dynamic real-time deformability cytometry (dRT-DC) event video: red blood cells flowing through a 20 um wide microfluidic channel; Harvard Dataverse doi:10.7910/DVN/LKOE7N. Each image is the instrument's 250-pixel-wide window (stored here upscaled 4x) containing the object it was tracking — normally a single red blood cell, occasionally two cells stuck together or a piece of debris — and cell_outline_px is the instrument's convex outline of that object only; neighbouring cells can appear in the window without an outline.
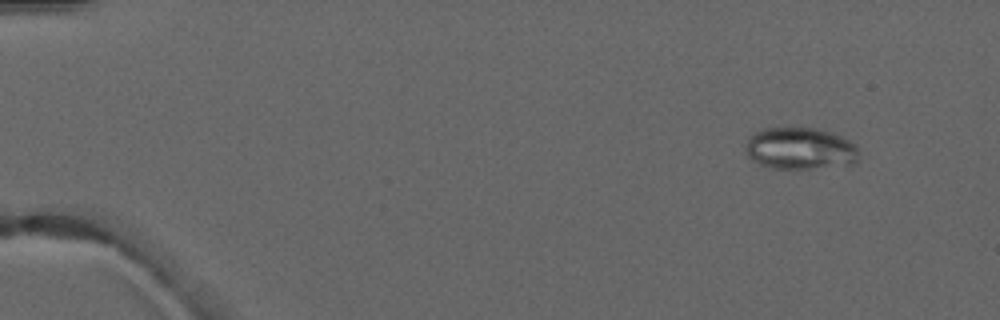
{"species": "common noctule bat (a hibernating species)", "species_latin": "Nyctalus noctula", "temperature_condition": "warm", "stored_images_in_passage": 4, "camera_frame_rate_fps": 3000, "um_per_image_px": 0.085, "animal": {"sex": "male", "forearm_length_mm": 52.5}, "frame": {"image": 1, "passage_image": 1, "time_ms": 0.0, "image_size_px": [1000, 320], "cell_outline_px": [[856, 160], [852, 164], [808, 168], [772, 168], [760, 164], [752, 160], [748, 156], [748, 136], [764, 128], [816, 128], [832, 132], [856, 144]], "centroid_in_image_um": [68.0, 12.61], "position_along_channel_um": 17.0, "area_um2": 27.17}}